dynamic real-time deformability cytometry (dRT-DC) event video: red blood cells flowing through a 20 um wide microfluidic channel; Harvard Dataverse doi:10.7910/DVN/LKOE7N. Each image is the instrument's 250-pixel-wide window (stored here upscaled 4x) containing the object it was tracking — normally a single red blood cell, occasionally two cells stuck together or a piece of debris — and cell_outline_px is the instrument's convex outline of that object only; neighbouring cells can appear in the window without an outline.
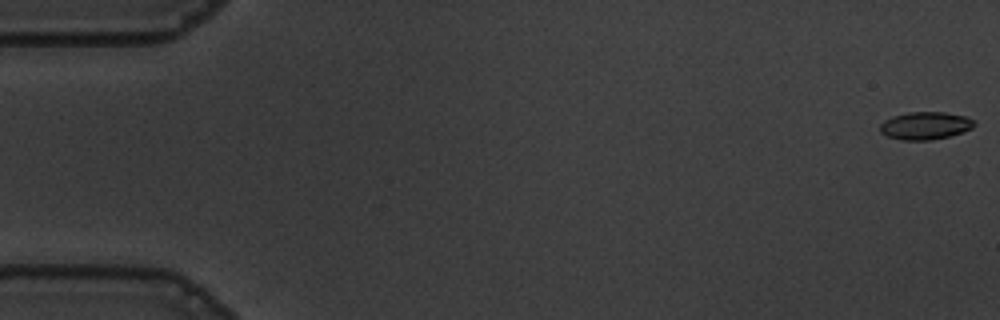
{"species": "common noctule bat (a hibernating species)", "species_latin": "Nyctalus noctula", "temperature_condition": "warm", "stored_images_in_passage": 14, "camera_frame_rate_fps": 3000, "um_per_image_px": 0.085, "animal": {"sex": "male", "body_mass_g": 19.5, "forearm_length_mm": 54.6}, "frame": {"image": 1, "passage_image": 1, "time_ms": 0.0, "image_size_px": [1000, 320], "cell_outline_px": [[976, 124], [972, 128], [948, 136], [932, 140], [900, 140], [888, 136], [880, 132], [880, 124], [884, 120], [892, 116], [908, 112], [944, 112], [964, 116], [972, 120]], "centroid_in_image_um": [78.6, 10.68], "position_along_channel_um": 6.4, "area_um2": 15.09}}